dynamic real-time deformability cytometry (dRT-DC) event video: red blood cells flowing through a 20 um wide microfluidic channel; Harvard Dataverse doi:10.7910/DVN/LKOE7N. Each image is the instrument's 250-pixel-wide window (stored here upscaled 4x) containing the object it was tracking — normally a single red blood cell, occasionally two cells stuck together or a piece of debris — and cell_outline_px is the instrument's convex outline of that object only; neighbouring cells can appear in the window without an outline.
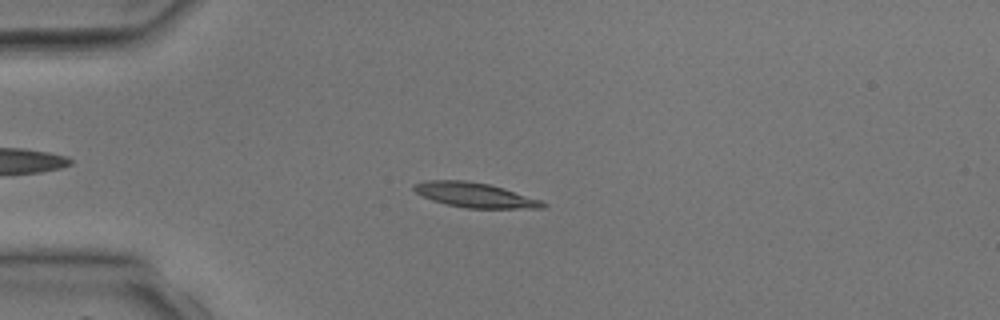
{"species": "common noctule bat (a hibernating species)", "species_latin": "Nyctalus noctula", "temperature_condition": "room temperature", "stored_images_in_passage": 3, "camera_frame_rate_fps": 3000, "um_per_image_px": 0.085, "animal": {"sex": "male", "body_mass_g": 17.9, "forearm_length_mm": 54.2}, "frame": {"image": 1, "passage_image": 3, "time_ms": 2.0, "image_size_px": [1000, 320], "cell_outline_px": [[548, 204], [544, 208], [468, 208], [448, 204], [432, 200], [416, 192], [412, 188], [412, 184], [424, 180], [468, 180], [488, 184], [504, 188], [540, 200]], "centroid_in_image_um": [40.34, 16.56], "position_along_channel_um": 44.7, "area_um2": 18.5}}